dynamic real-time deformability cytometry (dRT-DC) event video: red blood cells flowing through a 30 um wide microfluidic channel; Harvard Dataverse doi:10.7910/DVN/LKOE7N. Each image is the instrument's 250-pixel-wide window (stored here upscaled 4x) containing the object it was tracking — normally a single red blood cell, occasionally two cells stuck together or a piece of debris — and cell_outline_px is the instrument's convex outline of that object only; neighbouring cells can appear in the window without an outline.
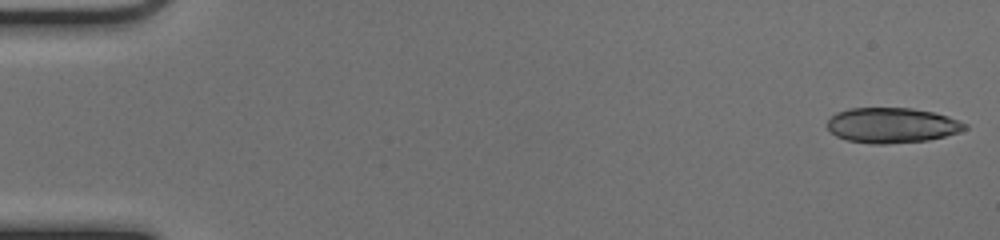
{"species": "common noctule bat (a hibernating species)", "species_latin": "Nyctalus noctula", "temperature_condition": "cold", "stored_images_in_passage": 13, "camera_frame_rate_fps": 3000, "um_per_image_px": 0.085, "animal": {"sex": "female", "body_mass_g": 17.0, "forearm_length_mm": 48.0}, "frame": {"image": 1, "passage_image": 1, "time_ms": 0.0, "image_size_px": [1000, 240], "cell_outline_px": [[968, 128], [960, 132], [928, 140], [884, 144], [872, 144], [848, 140], [836, 136], [828, 128], [828, 120], [836, 112], [848, 108], [912, 108], [932, 112], [948, 116], [960, 120], [968, 124]], "centroid_in_image_um": [75.84, 10.64], "position_along_channel_um": 9.2, "area_um2": 28.26}}